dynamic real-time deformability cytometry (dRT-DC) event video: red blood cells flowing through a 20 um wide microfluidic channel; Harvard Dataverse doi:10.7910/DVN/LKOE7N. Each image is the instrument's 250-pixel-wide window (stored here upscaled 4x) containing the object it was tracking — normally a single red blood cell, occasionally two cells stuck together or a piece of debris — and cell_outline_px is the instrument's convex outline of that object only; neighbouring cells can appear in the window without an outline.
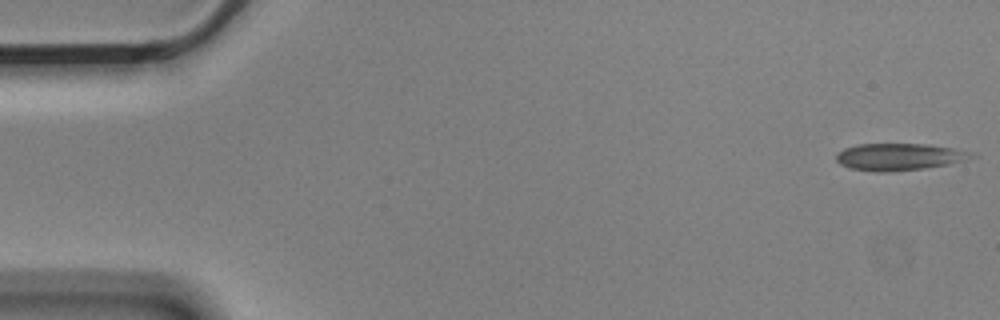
{"species": "Egyptian fruit bat (a non-hibernating species)", "species_latin": "Rousettus aegyptiacus", "temperature_condition": "cold", "stored_images_in_passage": 6, "segment_of_instrument_passage": [1, 2], "camera_frame_rate_fps": 3000, "um_per_image_px": 0.085, "animal": {"sex": "male"}, "frame": {"image": 1, "passage_image": 1, "time_ms": 0.0, "image_size_px": [1000, 320], "cell_outline_px": [[976, 156], [964, 160], [948, 164], [924, 168], [888, 172], [876, 172], [848, 168], [840, 164], [836, 160], [836, 152], [844, 148], [856, 144], [928, 144], [952, 148], [968, 152]], "centroid_in_image_um": [76.34, 13.33], "position_along_channel_um": 8.7, "area_um2": 21.21}}
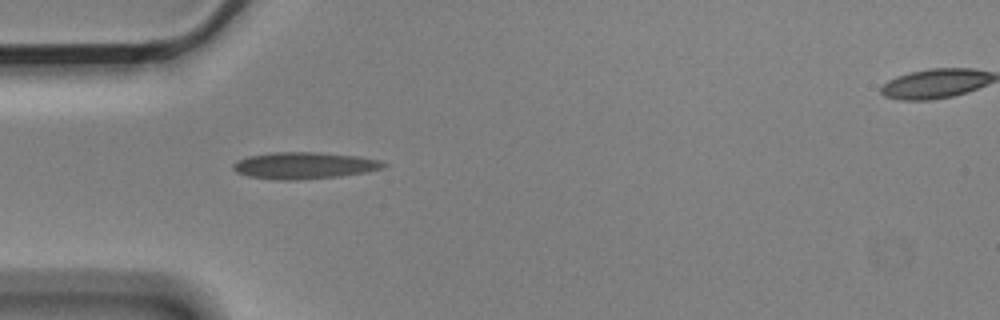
{"frame": {"image": 2, "passage_image": 5, "time_ms": 1.333, "image_size_px": [1000, 320], "cell_outline_px": [[388, 164], [384, 168], [368, 172], [340, 176], [296, 180], [280, 180], [248, 176], [236, 172], [232, 168], [232, 164], [236, 160], [248, 156], [272, 152], [316, 152], [356, 156], [380, 160]], "centroid_in_image_um": [25.85, 14.07], "position_along_channel_um": 59.1, "area_um2": 23.52}}